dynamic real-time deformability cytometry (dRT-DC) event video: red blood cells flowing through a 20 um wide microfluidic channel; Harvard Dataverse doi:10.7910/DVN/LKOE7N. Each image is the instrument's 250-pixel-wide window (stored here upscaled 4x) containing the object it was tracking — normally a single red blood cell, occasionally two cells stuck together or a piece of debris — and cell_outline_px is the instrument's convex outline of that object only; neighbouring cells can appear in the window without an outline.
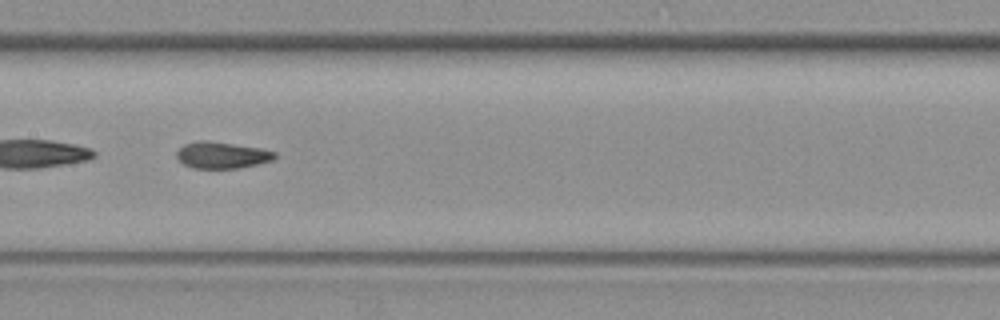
{"species": "common noctule bat (a hibernating species)", "species_latin": "Nyctalus noctula", "temperature_condition": "warm", "stored_images_in_passage": 59, "segment_of_instrument_passage": [2, 2], "camera_frame_rate_fps": 3000, "um_per_image_px": 0.085, "animal": {"sex": "female", "body_mass_g": 19.3, "forearm_length_mm": 54.1}, "frame": {"image": 1, "passage_image": 30, "time_ms": 9.667, "image_size_px": [1000, 320], "cell_outline_px": [[276, 156], [272, 160], [240, 168], [192, 168], [184, 164], [176, 156], [176, 152], [184, 144], [200, 140], [204, 140], [260, 148], [276, 152]], "centroid_in_image_um": [18.84, 13.19], "position_along_channel_um": 188.6, "area_um2": 14.97}}
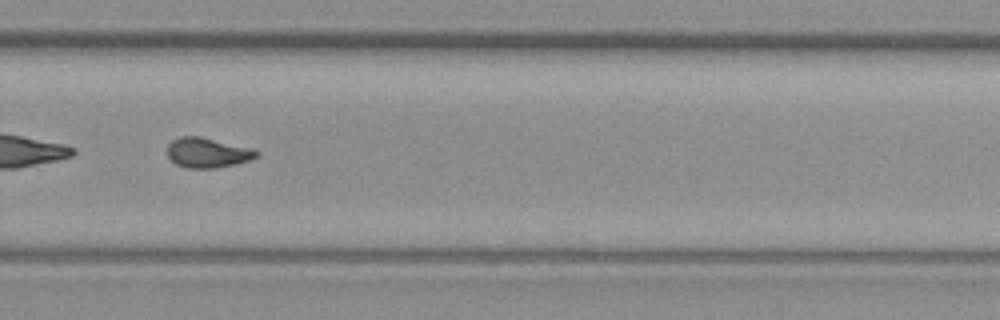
{"frame": {"image": 2, "passage_image": 41, "time_ms": 13.333, "image_size_px": [1000, 320], "cell_outline_px": [[260, 152], [252, 160], [236, 164], [216, 168], [184, 168], [176, 164], [168, 156], [168, 144], [172, 140], [180, 136], [200, 136], [248, 148]], "centroid_in_image_um": [17.61, 12.99], "position_along_channel_um": 312.2, "area_um2": 15.43}}